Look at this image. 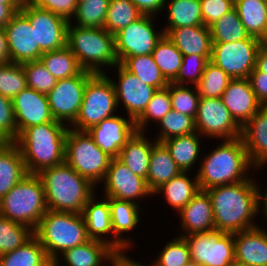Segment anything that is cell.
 <instances>
[{"mask_svg":"<svg viewBox=\"0 0 267 266\" xmlns=\"http://www.w3.org/2000/svg\"><path fill=\"white\" fill-rule=\"evenodd\" d=\"M20 7L21 4H0V28L5 27Z\"/></svg>","mask_w":267,"mask_h":266,"instance_id":"cell-59","label":"cell"},{"mask_svg":"<svg viewBox=\"0 0 267 266\" xmlns=\"http://www.w3.org/2000/svg\"><path fill=\"white\" fill-rule=\"evenodd\" d=\"M20 10L35 29L36 45L43 52L56 51L67 46L69 21L55 13L23 0Z\"/></svg>","mask_w":267,"mask_h":266,"instance_id":"cell-15","label":"cell"},{"mask_svg":"<svg viewBox=\"0 0 267 266\" xmlns=\"http://www.w3.org/2000/svg\"><path fill=\"white\" fill-rule=\"evenodd\" d=\"M195 127L202 137L219 141L237 139L242 132L221 98H200Z\"/></svg>","mask_w":267,"mask_h":266,"instance_id":"cell-13","label":"cell"},{"mask_svg":"<svg viewBox=\"0 0 267 266\" xmlns=\"http://www.w3.org/2000/svg\"><path fill=\"white\" fill-rule=\"evenodd\" d=\"M172 109L195 119L200 96L196 86L169 83Z\"/></svg>","mask_w":267,"mask_h":266,"instance_id":"cell-49","label":"cell"},{"mask_svg":"<svg viewBox=\"0 0 267 266\" xmlns=\"http://www.w3.org/2000/svg\"><path fill=\"white\" fill-rule=\"evenodd\" d=\"M106 73H95L87 80L80 111L70 128L87 131L104 119L118 114L114 86L109 72Z\"/></svg>","mask_w":267,"mask_h":266,"instance_id":"cell-8","label":"cell"},{"mask_svg":"<svg viewBox=\"0 0 267 266\" xmlns=\"http://www.w3.org/2000/svg\"><path fill=\"white\" fill-rule=\"evenodd\" d=\"M241 138L244 142L247 156L256 170H261L267 165V106H262L259 111L243 127Z\"/></svg>","mask_w":267,"mask_h":266,"instance_id":"cell-24","label":"cell"},{"mask_svg":"<svg viewBox=\"0 0 267 266\" xmlns=\"http://www.w3.org/2000/svg\"><path fill=\"white\" fill-rule=\"evenodd\" d=\"M10 62L7 34L4 28H0V64Z\"/></svg>","mask_w":267,"mask_h":266,"instance_id":"cell-61","label":"cell"},{"mask_svg":"<svg viewBox=\"0 0 267 266\" xmlns=\"http://www.w3.org/2000/svg\"><path fill=\"white\" fill-rule=\"evenodd\" d=\"M32 236L28 226L0 216V255L22 246Z\"/></svg>","mask_w":267,"mask_h":266,"instance_id":"cell-46","label":"cell"},{"mask_svg":"<svg viewBox=\"0 0 267 266\" xmlns=\"http://www.w3.org/2000/svg\"><path fill=\"white\" fill-rule=\"evenodd\" d=\"M248 80L258 99L263 105L267 106V75L259 72L256 68L249 74Z\"/></svg>","mask_w":267,"mask_h":266,"instance_id":"cell-55","label":"cell"},{"mask_svg":"<svg viewBox=\"0 0 267 266\" xmlns=\"http://www.w3.org/2000/svg\"><path fill=\"white\" fill-rule=\"evenodd\" d=\"M211 57H203L202 55L190 54L183 56L182 65L171 82L176 85L196 86L202 78L206 64Z\"/></svg>","mask_w":267,"mask_h":266,"instance_id":"cell-50","label":"cell"},{"mask_svg":"<svg viewBox=\"0 0 267 266\" xmlns=\"http://www.w3.org/2000/svg\"><path fill=\"white\" fill-rule=\"evenodd\" d=\"M143 15L156 16L164 11L166 0H131Z\"/></svg>","mask_w":267,"mask_h":266,"instance_id":"cell-56","label":"cell"},{"mask_svg":"<svg viewBox=\"0 0 267 266\" xmlns=\"http://www.w3.org/2000/svg\"><path fill=\"white\" fill-rule=\"evenodd\" d=\"M197 163L200 190L245 181L251 176L249 171L254 170L241 137L222 140L210 153L203 154Z\"/></svg>","mask_w":267,"mask_h":266,"instance_id":"cell-2","label":"cell"},{"mask_svg":"<svg viewBox=\"0 0 267 266\" xmlns=\"http://www.w3.org/2000/svg\"><path fill=\"white\" fill-rule=\"evenodd\" d=\"M27 88L26 75L22 64L8 62L0 64V94L13 99Z\"/></svg>","mask_w":267,"mask_h":266,"instance_id":"cell-48","label":"cell"},{"mask_svg":"<svg viewBox=\"0 0 267 266\" xmlns=\"http://www.w3.org/2000/svg\"><path fill=\"white\" fill-rule=\"evenodd\" d=\"M96 195L97 193L88 200L81 213L86 224L88 237L107 243L117 253H127V249L114 237L109 197H100L99 199Z\"/></svg>","mask_w":267,"mask_h":266,"instance_id":"cell-20","label":"cell"},{"mask_svg":"<svg viewBox=\"0 0 267 266\" xmlns=\"http://www.w3.org/2000/svg\"><path fill=\"white\" fill-rule=\"evenodd\" d=\"M27 87L47 95L56 85L57 79L46 69L40 60L22 63Z\"/></svg>","mask_w":267,"mask_h":266,"instance_id":"cell-51","label":"cell"},{"mask_svg":"<svg viewBox=\"0 0 267 266\" xmlns=\"http://www.w3.org/2000/svg\"><path fill=\"white\" fill-rule=\"evenodd\" d=\"M258 179L256 181L255 178V186H256V192H257V213H259L260 215L262 214L263 218V223H265L267 225V185L265 189V191H261V186L260 183H257ZM259 184V185H258ZM263 192V193H262ZM261 211V212H260Z\"/></svg>","mask_w":267,"mask_h":266,"instance_id":"cell-57","label":"cell"},{"mask_svg":"<svg viewBox=\"0 0 267 266\" xmlns=\"http://www.w3.org/2000/svg\"><path fill=\"white\" fill-rule=\"evenodd\" d=\"M124 116L118 113L87 130L94 143L112 159L118 157L122 147L137 132L135 121Z\"/></svg>","mask_w":267,"mask_h":266,"instance_id":"cell-19","label":"cell"},{"mask_svg":"<svg viewBox=\"0 0 267 266\" xmlns=\"http://www.w3.org/2000/svg\"><path fill=\"white\" fill-rule=\"evenodd\" d=\"M262 43L253 36L231 43H212L210 62L232 79L248 78L255 69L257 53Z\"/></svg>","mask_w":267,"mask_h":266,"instance_id":"cell-11","label":"cell"},{"mask_svg":"<svg viewBox=\"0 0 267 266\" xmlns=\"http://www.w3.org/2000/svg\"><path fill=\"white\" fill-rule=\"evenodd\" d=\"M177 214L181 229L178 236L215 229L212 201L206 190H200Z\"/></svg>","mask_w":267,"mask_h":266,"instance_id":"cell-23","label":"cell"},{"mask_svg":"<svg viewBox=\"0 0 267 266\" xmlns=\"http://www.w3.org/2000/svg\"><path fill=\"white\" fill-rule=\"evenodd\" d=\"M234 266H259V265H253V264H251V265H247V264H235Z\"/></svg>","mask_w":267,"mask_h":266,"instance_id":"cell-63","label":"cell"},{"mask_svg":"<svg viewBox=\"0 0 267 266\" xmlns=\"http://www.w3.org/2000/svg\"><path fill=\"white\" fill-rule=\"evenodd\" d=\"M33 235L44 247L47 256L54 263L66 250L90 240L81 213L47 210L41 217Z\"/></svg>","mask_w":267,"mask_h":266,"instance_id":"cell-6","label":"cell"},{"mask_svg":"<svg viewBox=\"0 0 267 266\" xmlns=\"http://www.w3.org/2000/svg\"><path fill=\"white\" fill-rule=\"evenodd\" d=\"M202 137L197 131L184 136L169 138L162 143L169 150L172 159L182 172H190L196 168V162L201 160ZM200 157V159H199ZM192 168V169H191Z\"/></svg>","mask_w":267,"mask_h":266,"instance_id":"cell-33","label":"cell"},{"mask_svg":"<svg viewBox=\"0 0 267 266\" xmlns=\"http://www.w3.org/2000/svg\"><path fill=\"white\" fill-rule=\"evenodd\" d=\"M23 0H0V4H22Z\"/></svg>","mask_w":267,"mask_h":266,"instance_id":"cell-62","label":"cell"},{"mask_svg":"<svg viewBox=\"0 0 267 266\" xmlns=\"http://www.w3.org/2000/svg\"><path fill=\"white\" fill-rule=\"evenodd\" d=\"M4 29L7 34L10 62L22 64L40 59L44 52L36 45L35 29L21 10L13 15Z\"/></svg>","mask_w":267,"mask_h":266,"instance_id":"cell-18","label":"cell"},{"mask_svg":"<svg viewBox=\"0 0 267 266\" xmlns=\"http://www.w3.org/2000/svg\"><path fill=\"white\" fill-rule=\"evenodd\" d=\"M166 36L183 56L197 54L211 57V32L205 25L173 28L166 33Z\"/></svg>","mask_w":267,"mask_h":266,"instance_id":"cell-28","label":"cell"},{"mask_svg":"<svg viewBox=\"0 0 267 266\" xmlns=\"http://www.w3.org/2000/svg\"><path fill=\"white\" fill-rule=\"evenodd\" d=\"M203 23L210 27L235 8L234 0H200Z\"/></svg>","mask_w":267,"mask_h":266,"instance_id":"cell-53","label":"cell"},{"mask_svg":"<svg viewBox=\"0 0 267 266\" xmlns=\"http://www.w3.org/2000/svg\"><path fill=\"white\" fill-rule=\"evenodd\" d=\"M94 73L82 70L78 75L59 79L47 94L53 118L70 126L78 116L87 80Z\"/></svg>","mask_w":267,"mask_h":266,"instance_id":"cell-14","label":"cell"},{"mask_svg":"<svg viewBox=\"0 0 267 266\" xmlns=\"http://www.w3.org/2000/svg\"><path fill=\"white\" fill-rule=\"evenodd\" d=\"M67 47L76 56L83 70L106 73V69L119 64L115 53L114 35L105 28L80 27L69 22Z\"/></svg>","mask_w":267,"mask_h":266,"instance_id":"cell-5","label":"cell"},{"mask_svg":"<svg viewBox=\"0 0 267 266\" xmlns=\"http://www.w3.org/2000/svg\"><path fill=\"white\" fill-rule=\"evenodd\" d=\"M111 159L94 143L87 131L68 128L65 142V163L96 187L104 181Z\"/></svg>","mask_w":267,"mask_h":266,"instance_id":"cell-9","label":"cell"},{"mask_svg":"<svg viewBox=\"0 0 267 266\" xmlns=\"http://www.w3.org/2000/svg\"><path fill=\"white\" fill-rule=\"evenodd\" d=\"M0 266H53V262L33 235L22 246L0 255Z\"/></svg>","mask_w":267,"mask_h":266,"instance_id":"cell-36","label":"cell"},{"mask_svg":"<svg viewBox=\"0 0 267 266\" xmlns=\"http://www.w3.org/2000/svg\"><path fill=\"white\" fill-rule=\"evenodd\" d=\"M152 55L165 79L171 83L176 78L179 68L182 65L183 54L166 34H164L157 42Z\"/></svg>","mask_w":267,"mask_h":266,"instance_id":"cell-39","label":"cell"},{"mask_svg":"<svg viewBox=\"0 0 267 266\" xmlns=\"http://www.w3.org/2000/svg\"><path fill=\"white\" fill-rule=\"evenodd\" d=\"M189 172H181L170 181L163 184L154 193V196L163 195L165 204L169 205L177 213L200 191L196 174L194 178ZM192 177V178H191ZM191 178V179H190Z\"/></svg>","mask_w":267,"mask_h":266,"instance_id":"cell-31","label":"cell"},{"mask_svg":"<svg viewBox=\"0 0 267 266\" xmlns=\"http://www.w3.org/2000/svg\"><path fill=\"white\" fill-rule=\"evenodd\" d=\"M128 256L129 255L125 254V252H118L111 259L110 263H105V264H107V266H147L144 265L143 263L135 261V259L132 260V258ZM148 266H152V264L151 265L149 264Z\"/></svg>","mask_w":267,"mask_h":266,"instance_id":"cell-58","label":"cell"},{"mask_svg":"<svg viewBox=\"0 0 267 266\" xmlns=\"http://www.w3.org/2000/svg\"><path fill=\"white\" fill-rule=\"evenodd\" d=\"M158 253L152 266H188L191 264L190 249L184 237L177 236Z\"/></svg>","mask_w":267,"mask_h":266,"instance_id":"cell-47","label":"cell"},{"mask_svg":"<svg viewBox=\"0 0 267 266\" xmlns=\"http://www.w3.org/2000/svg\"><path fill=\"white\" fill-rule=\"evenodd\" d=\"M209 28L212 43H231L247 39L250 36L246 32L235 8L218 19Z\"/></svg>","mask_w":267,"mask_h":266,"instance_id":"cell-40","label":"cell"},{"mask_svg":"<svg viewBox=\"0 0 267 266\" xmlns=\"http://www.w3.org/2000/svg\"><path fill=\"white\" fill-rule=\"evenodd\" d=\"M18 139L12 100L0 94V142Z\"/></svg>","mask_w":267,"mask_h":266,"instance_id":"cell-52","label":"cell"},{"mask_svg":"<svg viewBox=\"0 0 267 266\" xmlns=\"http://www.w3.org/2000/svg\"><path fill=\"white\" fill-rule=\"evenodd\" d=\"M26 175L25 162L15 142H0V200Z\"/></svg>","mask_w":267,"mask_h":266,"instance_id":"cell-29","label":"cell"},{"mask_svg":"<svg viewBox=\"0 0 267 266\" xmlns=\"http://www.w3.org/2000/svg\"><path fill=\"white\" fill-rule=\"evenodd\" d=\"M102 184L104 185L102 197L131 201L138 205H140L141 199L153 197V193L149 190L146 180L134 174L128 166L124 165L117 158L111 159Z\"/></svg>","mask_w":267,"mask_h":266,"instance_id":"cell-16","label":"cell"},{"mask_svg":"<svg viewBox=\"0 0 267 266\" xmlns=\"http://www.w3.org/2000/svg\"><path fill=\"white\" fill-rule=\"evenodd\" d=\"M156 125L158 128L160 127V130H158L156 138H153L160 143L172 137L189 135L196 132L195 119L173 109Z\"/></svg>","mask_w":267,"mask_h":266,"instance_id":"cell-42","label":"cell"},{"mask_svg":"<svg viewBox=\"0 0 267 266\" xmlns=\"http://www.w3.org/2000/svg\"><path fill=\"white\" fill-rule=\"evenodd\" d=\"M47 210L44 187L37 174L26 175L0 200V216L33 231Z\"/></svg>","mask_w":267,"mask_h":266,"instance_id":"cell-7","label":"cell"},{"mask_svg":"<svg viewBox=\"0 0 267 266\" xmlns=\"http://www.w3.org/2000/svg\"><path fill=\"white\" fill-rule=\"evenodd\" d=\"M164 6L167 13L164 34L173 28L204 25L200 0H166Z\"/></svg>","mask_w":267,"mask_h":266,"instance_id":"cell-35","label":"cell"},{"mask_svg":"<svg viewBox=\"0 0 267 266\" xmlns=\"http://www.w3.org/2000/svg\"><path fill=\"white\" fill-rule=\"evenodd\" d=\"M155 18L142 15L114 35L115 53L119 63L126 57L152 54L157 42L164 35L163 29L157 31Z\"/></svg>","mask_w":267,"mask_h":266,"instance_id":"cell-12","label":"cell"},{"mask_svg":"<svg viewBox=\"0 0 267 266\" xmlns=\"http://www.w3.org/2000/svg\"><path fill=\"white\" fill-rule=\"evenodd\" d=\"M261 225L234 233L235 264L267 266V228Z\"/></svg>","mask_w":267,"mask_h":266,"instance_id":"cell-25","label":"cell"},{"mask_svg":"<svg viewBox=\"0 0 267 266\" xmlns=\"http://www.w3.org/2000/svg\"><path fill=\"white\" fill-rule=\"evenodd\" d=\"M190 249L191 263L198 266H234V233L213 229L183 236Z\"/></svg>","mask_w":267,"mask_h":266,"instance_id":"cell-10","label":"cell"},{"mask_svg":"<svg viewBox=\"0 0 267 266\" xmlns=\"http://www.w3.org/2000/svg\"><path fill=\"white\" fill-rule=\"evenodd\" d=\"M116 69L117 81L111 79L114 86L117 104L126 109V116L136 121L145 111L147 104L157 91V88L149 86L126 70L120 63L112 69Z\"/></svg>","mask_w":267,"mask_h":266,"instance_id":"cell-17","label":"cell"},{"mask_svg":"<svg viewBox=\"0 0 267 266\" xmlns=\"http://www.w3.org/2000/svg\"><path fill=\"white\" fill-rule=\"evenodd\" d=\"M43 184L48 210L82 213L96 193V186L67 163L45 168L37 174Z\"/></svg>","mask_w":267,"mask_h":266,"instance_id":"cell-4","label":"cell"},{"mask_svg":"<svg viewBox=\"0 0 267 266\" xmlns=\"http://www.w3.org/2000/svg\"><path fill=\"white\" fill-rule=\"evenodd\" d=\"M39 60L57 80L71 78L83 70L67 46L56 51L44 52Z\"/></svg>","mask_w":267,"mask_h":266,"instance_id":"cell-38","label":"cell"},{"mask_svg":"<svg viewBox=\"0 0 267 266\" xmlns=\"http://www.w3.org/2000/svg\"><path fill=\"white\" fill-rule=\"evenodd\" d=\"M188 266H198V265H195V264H192V263H191V264H190V265H188Z\"/></svg>","mask_w":267,"mask_h":266,"instance_id":"cell-64","label":"cell"},{"mask_svg":"<svg viewBox=\"0 0 267 266\" xmlns=\"http://www.w3.org/2000/svg\"><path fill=\"white\" fill-rule=\"evenodd\" d=\"M142 15L131 0H110L104 28L115 35Z\"/></svg>","mask_w":267,"mask_h":266,"instance_id":"cell-41","label":"cell"},{"mask_svg":"<svg viewBox=\"0 0 267 266\" xmlns=\"http://www.w3.org/2000/svg\"><path fill=\"white\" fill-rule=\"evenodd\" d=\"M145 132H136L122 147L117 159L136 175L147 179L152 146L157 142L149 140Z\"/></svg>","mask_w":267,"mask_h":266,"instance_id":"cell-30","label":"cell"},{"mask_svg":"<svg viewBox=\"0 0 267 266\" xmlns=\"http://www.w3.org/2000/svg\"><path fill=\"white\" fill-rule=\"evenodd\" d=\"M69 126L60 121L31 126L15 143L18 145L28 174L65 162V142Z\"/></svg>","mask_w":267,"mask_h":266,"instance_id":"cell-3","label":"cell"},{"mask_svg":"<svg viewBox=\"0 0 267 266\" xmlns=\"http://www.w3.org/2000/svg\"><path fill=\"white\" fill-rule=\"evenodd\" d=\"M255 68L267 75V42H263L258 50Z\"/></svg>","mask_w":267,"mask_h":266,"instance_id":"cell-60","label":"cell"},{"mask_svg":"<svg viewBox=\"0 0 267 266\" xmlns=\"http://www.w3.org/2000/svg\"><path fill=\"white\" fill-rule=\"evenodd\" d=\"M109 206L114 237L128 251H132L135 242L133 241L134 239L128 238L130 236L127 233H132V230L140 225L139 222H142L140 219L142 207L131 201L118 200L111 197H109ZM124 234H127V236L124 237Z\"/></svg>","mask_w":267,"mask_h":266,"instance_id":"cell-26","label":"cell"},{"mask_svg":"<svg viewBox=\"0 0 267 266\" xmlns=\"http://www.w3.org/2000/svg\"><path fill=\"white\" fill-rule=\"evenodd\" d=\"M234 5L246 32L267 42V0H234Z\"/></svg>","mask_w":267,"mask_h":266,"instance_id":"cell-34","label":"cell"},{"mask_svg":"<svg viewBox=\"0 0 267 266\" xmlns=\"http://www.w3.org/2000/svg\"><path fill=\"white\" fill-rule=\"evenodd\" d=\"M37 7L49 10L69 22L74 17L77 8V0H28Z\"/></svg>","mask_w":267,"mask_h":266,"instance_id":"cell-54","label":"cell"},{"mask_svg":"<svg viewBox=\"0 0 267 266\" xmlns=\"http://www.w3.org/2000/svg\"><path fill=\"white\" fill-rule=\"evenodd\" d=\"M120 64L149 86L162 89L169 84L155 63L152 54L126 57Z\"/></svg>","mask_w":267,"mask_h":266,"instance_id":"cell-37","label":"cell"},{"mask_svg":"<svg viewBox=\"0 0 267 266\" xmlns=\"http://www.w3.org/2000/svg\"><path fill=\"white\" fill-rule=\"evenodd\" d=\"M12 103L18 136L31 126L57 121L51 114L47 95L34 89L21 90Z\"/></svg>","mask_w":267,"mask_h":266,"instance_id":"cell-21","label":"cell"},{"mask_svg":"<svg viewBox=\"0 0 267 266\" xmlns=\"http://www.w3.org/2000/svg\"><path fill=\"white\" fill-rule=\"evenodd\" d=\"M221 99L241 127L263 106L258 101L248 78L232 79L222 93Z\"/></svg>","mask_w":267,"mask_h":266,"instance_id":"cell-22","label":"cell"},{"mask_svg":"<svg viewBox=\"0 0 267 266\" xmlns=\"http://www.w3.org/2000/svg\"><path fill=\"white\" fill-rule=\"evenodd\" d=\"M171 110L172 104L168 84L165 88L157 89L155 94L152 96V99L147 104L145 111L135 121L137 132L147 131L146 127L148 126L149 128L148 124H150L151 121L154 125L157 124Z\"/></svg>","mask_w":267,"mask_h":266,"instance_id":"cell-44","label":"cell"},{"mask_svg":"<svg viewBox=\"0 0 267 266\" xmlns=\"http://www.w3.org/2000/svg\"><path fill=\"white\" fill-rule=\"evenodd\" d=\"M116 253L107 243L90 239L84 244L66 250L57 258L53 266L60 264V266H103V262L110 263ZM62 261L65 264L62 265L60 263Z\"/></svg>","mask_w":267,"mask_h":266,"instance_id":"cell-27","label":"cell"},{"mask_svg":"<svg viewBox=\"0 0 267 266\" xmlns=\"http://www.w3.org/2000/svg\"><path fill=\"white\" fill-rule=\"evenodd\" d=\"M110 0H84L77 3L76 12L70 21L80 27L104 28ZM75 19L76 22L73 23Z\"/></svg>","mask_w":267,"mask_h":266,"instance_id":"cell-43","label":"cell"},{"mask_svg":"<svg viewBox=\"0 0 267 266\" xmlns=\"http://www.w3.org/2000/svg\"><path fill=\"white\" fill-rule=\"evenodd\" d=\"M231 80L225 71L209 61L196 88L200 98H221Z\"/></svg>","mask_w":267,"mask_h":266,"instance_id":"cell-45","label":"cell"},{"mask_svg":"<svg viewBox=\"0 0 267 266\" xmlns=\"http://www.w3.org/2000/svg\"><path fill=\"white\" fill-rule=\"evenodd\" d=\"M181 172L166 146L163 143L156 142L152 146L146 179L149 190L154 193Z\"/></svg>","mask_w":267,"mask_h":266,"instance_id":"cell-32","label":"cell"},{"mask_svg":"<svg viewBox=\"0 0 267 266\" xmlns=\"http://www.w3.org/2000/svg\"><path fill=\"white\" fill-rule=\"evenodd\" d=\"M212 201L215 229L236 233L258 227L257 192L252 175L235 184L206 190Z\"/></svg>","mask_w":267,"mask_h":266,"instance_id":"cell-1","label":"cell"}]
</instances>
